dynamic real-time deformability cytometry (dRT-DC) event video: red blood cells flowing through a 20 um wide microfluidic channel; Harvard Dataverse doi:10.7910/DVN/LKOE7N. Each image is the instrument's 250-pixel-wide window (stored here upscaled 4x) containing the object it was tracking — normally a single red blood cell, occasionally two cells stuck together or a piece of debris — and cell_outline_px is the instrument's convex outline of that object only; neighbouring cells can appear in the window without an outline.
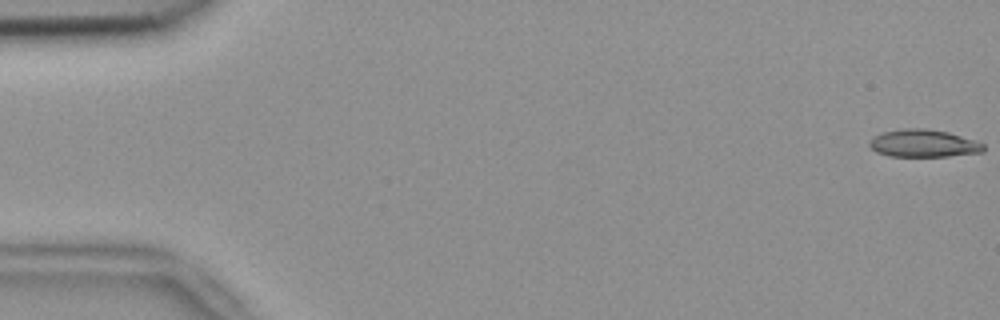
{"species": "common noctule bat (a hibernating species)", "species_latin": "Nyctalus noctula", "temperature_condition": "room temperature", "stored_images_in_passage": 54, "camera_frame_rate_fps": 3000, "um_per_image_px": 0.085, "animal": {"sex": "female", "body_mass_g": 18.4}, "frame": {"image": 1, "passage_image": 1, "time_ms": 0.0, "image_size_px": [1000, 320], "cell_outline_px": [[984, 152], [948, 156], [888, 156], [876, 152], [868, 144], [872, 136], [884, 132], [904, 128], [924, 128], [948, 132], [976, 140], [984, 144]], "centroid_in_image_um": [78.5, 12.18], "position_along_channel_um": 6.5, "area_um2": 18.38}}
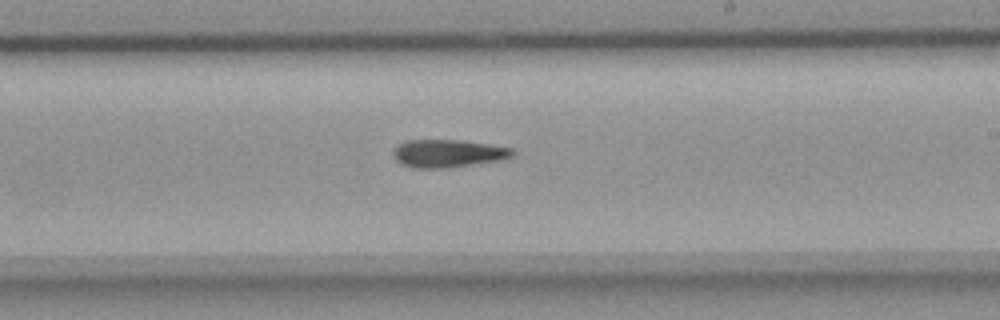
{"frame": {"image": 2, "passage_image": 32, "time_ms": 10.333, "image_size_px": [1000, 320], "cell_outline_px": [[516, 152], [512, 156], [500, 160], [448, 168], [412, 168], [396, 160], [392, 152], [396, 144], [404, 140], [460, 140], [512, 148]], "centroid_in_image_um": [38.04, 13.04], "position_along_channel_um": 251.0, "area_um2": 19.36}}
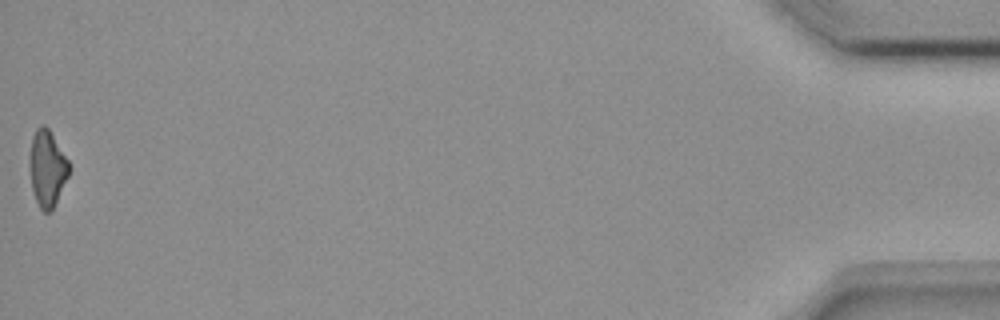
{"frame": {"image": 3, "passage_image": 54, "time_ms": 17.667, "image_size_px": [1000, 320], "cell_outline_px": [[68, 176], [52, 212], [44, 212], [40, 208], [36, 200], [32, 188], [28, 160], [32, 136], [36, 128], [40, 124], [44, 124], [48, 128], [68, 160]], "centroid_in_image_um": [3.98, 14.3], "position_along_channel_um": 431.2, "area_um2": 17.51}, "authors_computed_cell_mechanics": {"area_um2": 19.2474, "velocity_mm_per_s": 3.7967, "shape_relaxation_time_tau1_ms": 10.5518, "shape_relaxation_time_tau2_ms": null, "deformation_change_tau1": 0.2258, "deformation_change_tau2": null}}